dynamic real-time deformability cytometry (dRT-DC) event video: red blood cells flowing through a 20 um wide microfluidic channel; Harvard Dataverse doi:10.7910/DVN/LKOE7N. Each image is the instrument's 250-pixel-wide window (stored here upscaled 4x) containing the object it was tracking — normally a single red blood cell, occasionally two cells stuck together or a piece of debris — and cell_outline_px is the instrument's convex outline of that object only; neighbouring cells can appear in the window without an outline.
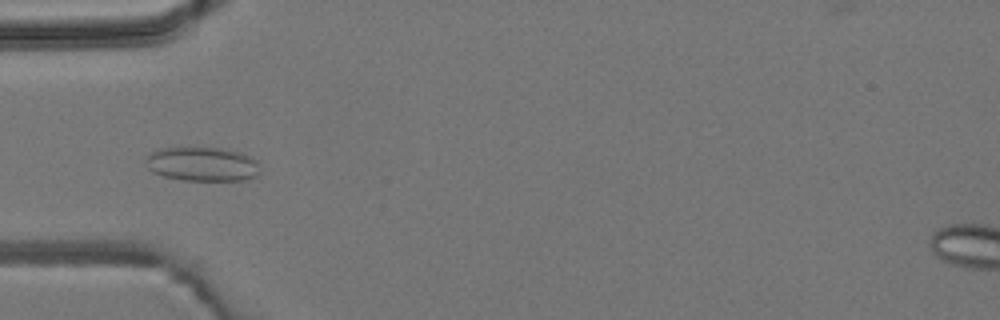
{"species": "common noctule bat (a hibernating species)", "species_latin": "Nyctalus noctula", "temperature_condition": "room temperature", "stored_images_in_passage": 4, "camera_frame_rate_fps": 3000, "um_per_image_px": 0.085, "animal": {"sex": "male", "body_mass_g": 19.2, "forearm_length_mm": 51.8}, "frame": {"image": 1, "passage_image": 4, "time_ms": 3.333, "image_size_px": [1000, 320], "cell_outline_px": [[256, 176], [244, 180], [184, 180], [164, 176], [152, 172], [148, 168], [144, 160], [156, 148], [220, 148], [240, 152], [252, 156], [256, 160]], "centroid_in_image_um": [17.15, 13.94], "position_along_channel_um": 67.9, "area_um2": 22.54}}